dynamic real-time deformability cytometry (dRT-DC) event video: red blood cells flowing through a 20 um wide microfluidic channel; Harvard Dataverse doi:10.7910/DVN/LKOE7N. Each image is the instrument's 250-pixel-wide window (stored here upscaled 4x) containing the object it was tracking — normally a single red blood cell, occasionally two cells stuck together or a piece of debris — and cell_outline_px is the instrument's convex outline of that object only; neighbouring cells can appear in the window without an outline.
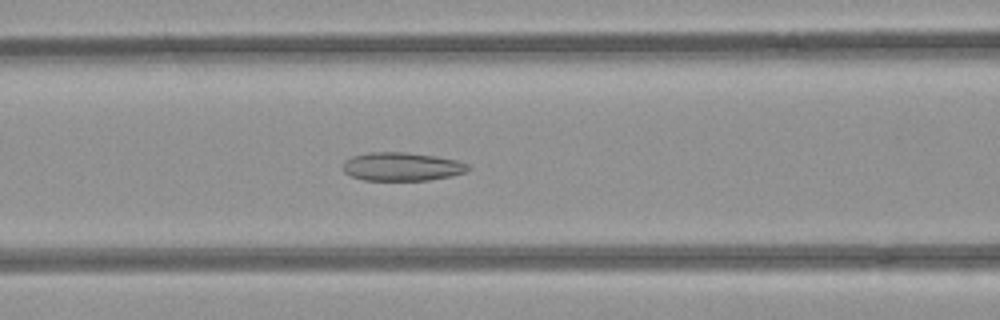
{"species": "common noctule bat (a hibernating species)", "species_latin": "Nyctalus noctula", "temperature_condition": "room temperature", "stored_images_in_passage": 49, "camera_frame_rate_fps": 3000, "um_per_image_px": 0.085, "animal": {"sex": "female", "body_mass_g": 21.9}, "frame": {"image": 1, "passage_image": 19, "time_ms": 6.0, "image_size_px": [1000, 320], "cell_outline_px": [[472, 168], [464, 172], [452, 176], [428, 180], [364, 180], [352, 176], [344, 172], [344, 160], [352, 156], [368, 152], [404, 152], [436, 156], [456, 160], [468, 164]], "centroid_in_image_um": [34.17, 14.16], "position_along_channel_um": 132.4, "area_um2": 20.75}}
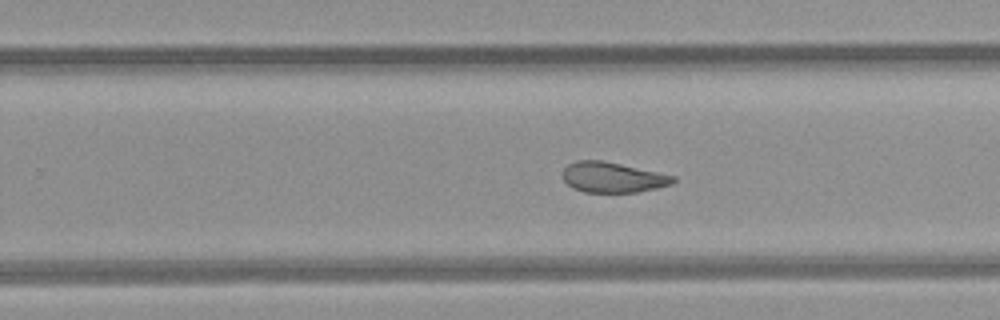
{"frame": {"image": 2, "passage_image": 30, "time_ms": 9.667, "image_size_px": [1000, 320], "cell_outline_px": [[676, 180], [672, 184], [656, 188], [636, 192], [584, 192], [572, 188], [564, 180], [564, 168], [568, 164], [576, 160], [600, 160], [620, 164], [676, 176]], "centroid_in_image_um": [52.08, 15.07], "position_along_channel_um": 277.7, "area_um2": 19.36}}
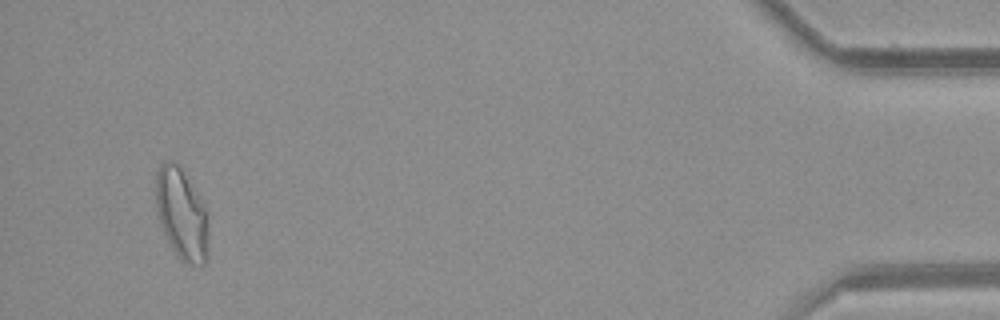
{"frame": {"image": 3, "passage_image": 47, "time_ms": 15.333, "image_size_px": [1000, 320], "cell_outline_px": [[208, 260], [204, 264], [184, 264], [180, 260], [172, 248], [160, 224], [156, 212], [156, 172], [160, 164], [164, 160], [172, 160], [180, 168], [208, 212]], "centroid_in_image_um": [15.44, 18.24], "position_along_channel_um": 419.8, "area_um2": 28.03}, "authors_computed_cell_mechanics": {"area_um2": 23.2356, "velocity_mm_per_s": 3.9696, "shape_relaxation_time_tau1_ms": null, "shape_relaxation_time_tau2_ms": 2.256, "deformation_change_tau1": null, "deformation_change_tau2": 0.0945}}